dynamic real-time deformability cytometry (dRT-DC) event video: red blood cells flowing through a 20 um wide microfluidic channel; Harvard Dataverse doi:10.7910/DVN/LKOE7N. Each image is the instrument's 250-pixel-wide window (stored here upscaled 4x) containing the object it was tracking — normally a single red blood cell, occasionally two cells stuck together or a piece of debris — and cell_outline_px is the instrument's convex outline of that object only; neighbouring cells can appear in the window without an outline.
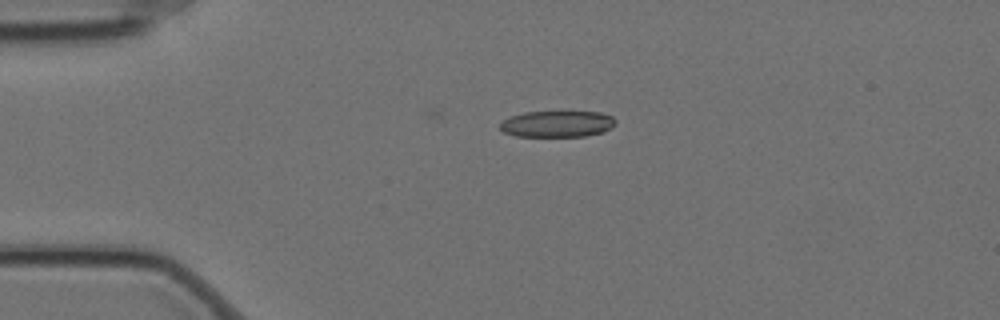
{"species": "Egyptian fruit bat (a non-hibernating species)", "species_latin": "Rousettus aegyptiacus", "temperature_condition": "cold", "stored_images_in_passage": 3, "camera_frame_rate_fps": 3000, "um_per_image_px": 0.085, "animal": {"sex": "female"}, "frame": {"image": 1, "passage_image": 2, "time_ms": 0.333, "image_size_px": [1000, 320], "cell_outline_px": [[616, 124], [612, 128], [604, 132], [584, 136], [516, 136], [504, 132], [500, 128], [500, 124], [508, 116], [524, 112], [600, 112], [612, 116], [616, 120]], "centroid_in_image_um": [47.38, 10.53], "position_along_channel_um": 37.6, "area_um2": 17.8}}